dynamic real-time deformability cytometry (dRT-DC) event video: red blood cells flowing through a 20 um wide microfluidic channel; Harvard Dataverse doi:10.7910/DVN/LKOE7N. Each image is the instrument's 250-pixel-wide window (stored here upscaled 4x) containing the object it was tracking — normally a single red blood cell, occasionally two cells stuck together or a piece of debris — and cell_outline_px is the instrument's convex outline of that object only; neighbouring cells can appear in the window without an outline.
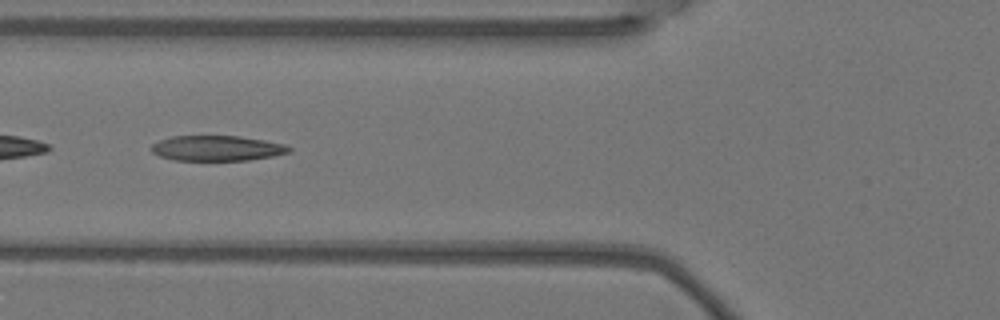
{"species": "Egyptian fruit bat (a non-hibernating species)", "species_latin": "Rousettus aegyptiacus", "temperature_condition": "warm", "stored_images_in_passage": 8, "camera_frame_rate_fps": 3000, "um_per_image_px": 0.085, "animal": {"sex": "female"}, "frame": {"image": 1, "passage_image": 6, "time_ms": 1.667, "image_size_px": [1000, 320], "cell_outline_px": [[292, 152], [272, 156], [248, 160], [172, 160], [160, 156], [152, 152], [148, 148], [152, 144], [160, 140], [172, 136], [240, 136], [264, 140], [284, 144], [292, 148]], "centroid_in_image_um": [18.43, 12.6], "position_along_channel_um": 107.4, "area_um2": 20.35}}
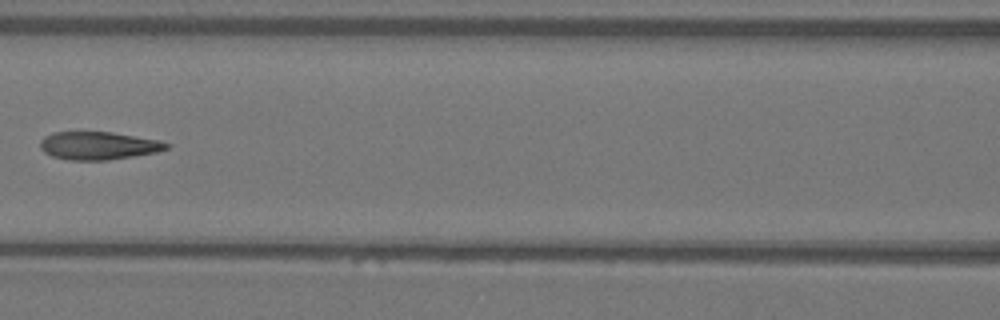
{"frame": {"image": 2, "passage_image": 7, "time_ms": 2.0, "image_size_px": [1000, 320], "cell_outline_px": [[172, 144], [168, 148], [156, 152], [108, 160], [68, 160], [52, 156], [44, 152], [40, 148], [40, 140], [44, 136], [52, 132], [112, 132], [160, 140]], "centroid_in_image_um": [8.35, 12.37], "position_along_channel_um": 158.2, "area_um2": 20.63}}
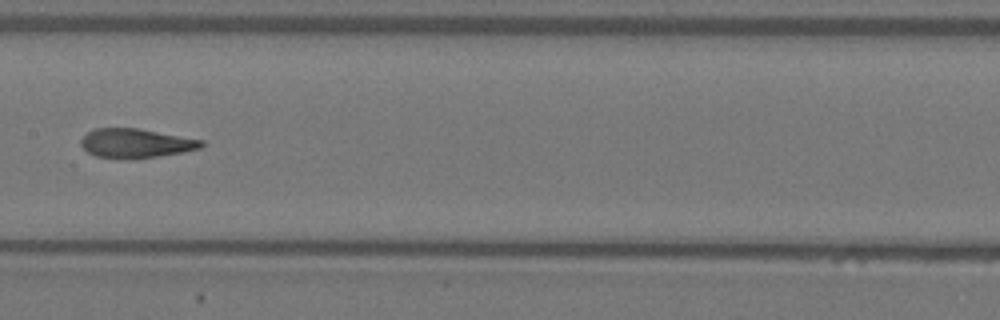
{"frame": {"image": 3, "passage_image": 8, "time_ms": 2.333, "image_size_px": [1000, 320], "cell_outline_px": [[204, 148], [184, 152], [156, 156], [96, 156], [88, 152], [80, 144], [80, 140], [88, 132], [96, 128], [136, 128], [204, 140]], "centroid_in_image_um": [11.6, 12.13], "position_along_channel_um": 195.8, "area_um2": 19.71}}